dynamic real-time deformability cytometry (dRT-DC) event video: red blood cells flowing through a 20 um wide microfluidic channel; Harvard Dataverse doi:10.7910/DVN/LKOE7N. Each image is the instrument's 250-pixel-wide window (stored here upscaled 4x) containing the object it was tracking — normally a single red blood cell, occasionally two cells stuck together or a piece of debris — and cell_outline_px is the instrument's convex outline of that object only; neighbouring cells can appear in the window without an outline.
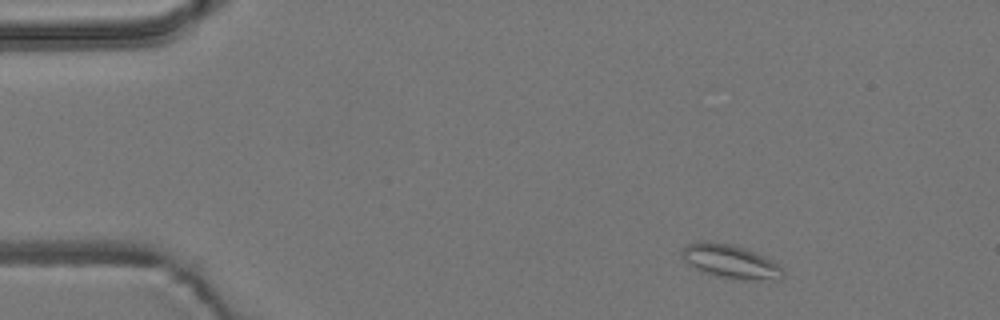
{"species": "common noctule bat (a hibernating species)", "species_latin": "Nyctalus noctula", "temperature_condition": "room temperature", "stored_images_in_passage": 8, "camera_frame_rate_fps": 3000, "um_per_image_px": 0.085, "animal": {"sex": "male", "body_mass_g": 19.2, "forearm_length_mm": 51.8}, "frame": {"image": 1, "passage_image": 1, "time_ms": 0.0, "image_size_px": [1000, 320], "cell_outline_px": [[784, 276], [780, 280], [752, 280], [724, 276], [704, 272], [696, 268], [684, 260], [680, 256], [680, 252], [688, 244], [700, 240], [704, 240], [732, 244], [744, 248], [764, 256], [772, 260], [784, 272]], "centroid_in_image_um": [62.09, 22.2], "position_along_channel_um": 22.9, "area_um2": 19.54}}
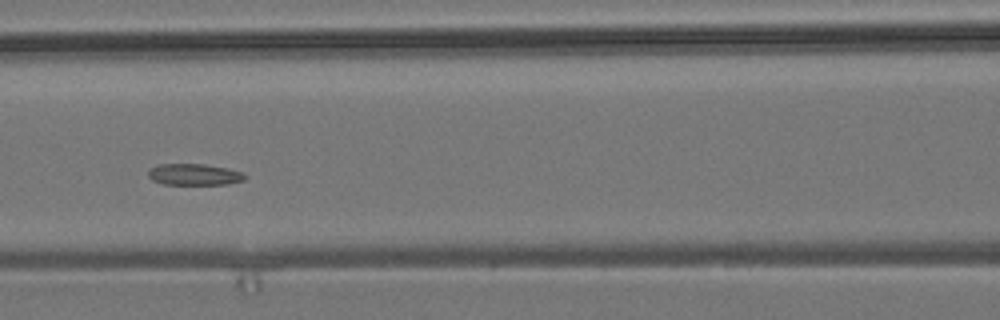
{"frame": {"image": 2, "passage_image": 6, "time_ms": 1.667, "image_size_px": [1000, 320], "cell_outline_px": [[248, 176], [244, 180], [228, 184], [164, 184], [152, 180], [148, 176], [148, 172], [156, 164], [204, 164], [228, 168], [244, 172]], "centroid_in_image_um": [16.55, 14.83], "position_along_channel_um": 150.0, "area_um2": 12.14}}
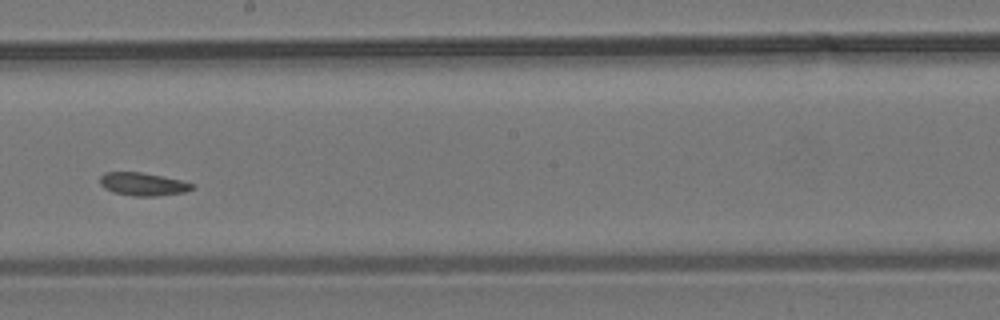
{"frame": {"image": 3, "passage_image": 8, "time_ms": 2.333, "image_size_px": [1000, 320], "cell_outline_px": [[192, 188], [184, 192], [156, 196], [132, 196], [116, 192], [104, 188], [100, 184], [100, 176], [104, 172], [140, 172], [180, 180], [192, 184]], "centroid_in_image_um": [12.09, 15.65], "position_along_channel_um": 236.1, "area_um2": 12.08}}